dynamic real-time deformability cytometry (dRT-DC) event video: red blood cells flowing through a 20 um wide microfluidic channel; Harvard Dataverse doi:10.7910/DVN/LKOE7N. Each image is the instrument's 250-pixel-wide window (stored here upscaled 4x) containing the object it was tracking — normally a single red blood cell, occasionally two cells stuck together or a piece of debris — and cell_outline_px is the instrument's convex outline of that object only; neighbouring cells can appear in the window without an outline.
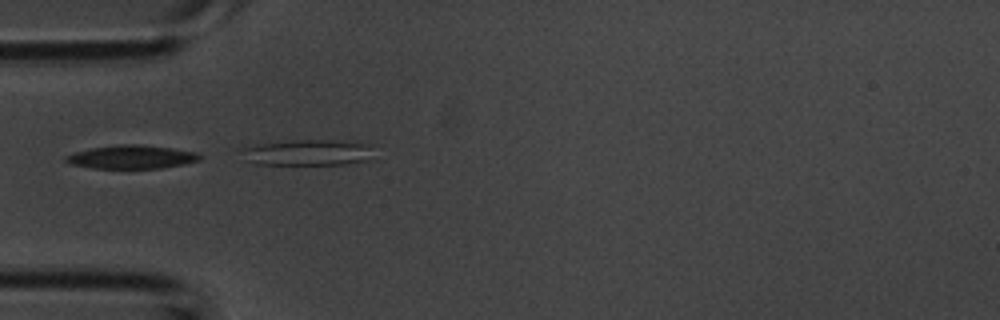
{"species": "common noctule bat (a hibernating species)", "species_latin": "Nyctalus noctula", "temperature_condition": "room temperature", "stored_images_in_passage": 9, "camera_frame_rate_fps": 3000, "um_per_image_px": 0.085, "animal": {"sex": "male", "body_mass_g": 20.1, "forearm_length_mm": 53.5}, "frame": {"image": 1, "passage_image": 6, "time_ms": 1.667, "image_size_px": [1000, 320], "cell_outline_px": [[204, 156], [200, 160], [184, 164], [160, 168], [92, 168], [72, 164], [64, 160], [64, 156], [76, 152], [92, 148], [120, 144], [136, 144], [172, 148], [196, 152]], "centroid_in_image_um": [11.22, 13.34], "position_along_channel_um": 73.8, "area_um2": 18.21}}